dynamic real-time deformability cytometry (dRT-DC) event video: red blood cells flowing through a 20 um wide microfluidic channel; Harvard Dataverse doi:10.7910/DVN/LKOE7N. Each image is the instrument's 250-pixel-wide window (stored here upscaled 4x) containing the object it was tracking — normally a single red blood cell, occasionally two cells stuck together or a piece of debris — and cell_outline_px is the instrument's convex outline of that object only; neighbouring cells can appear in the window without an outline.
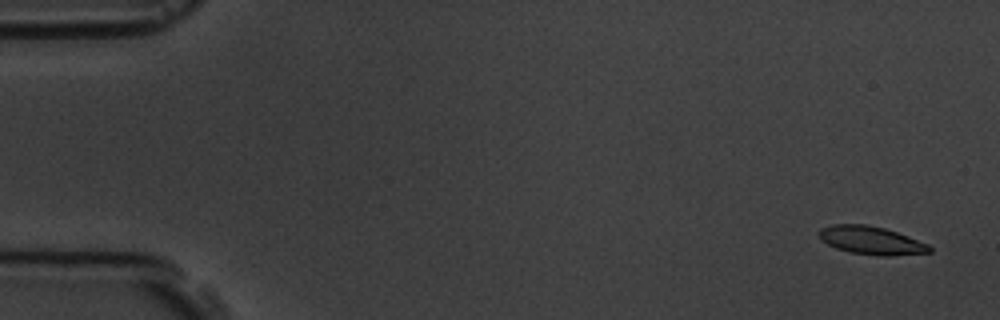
{"species": "common noctule bat (a hibernating species)", "species_latin": "Nyctalus noctula", "temperature_condition": "room temperature", "stored_images_in_passage": 15, "camera_frame_rate_fps": 3000, "um_per_image_px": 0.085, "animal": {"sex": "male", "body_mass_g": 19.5, "forearm_length_mm": 54.6}, "frame": {"image": 1, "passage_image": 1, "time_ms": 0.0, "image_size_px": [1000, 320], "cell_outline_px": [[932, 252], [888, 256], [880, 256], [852, 252], [836, 248], [820, 240], [816, 232], [820, 228], [832, 224], [864, 224], [884, 228], [908, 236], [928, 244], [932, 248]], "centroid_in_image_um": [74.02, 20.42], "position_along_channel_um": 11.0, "area_um2": 18.15}}
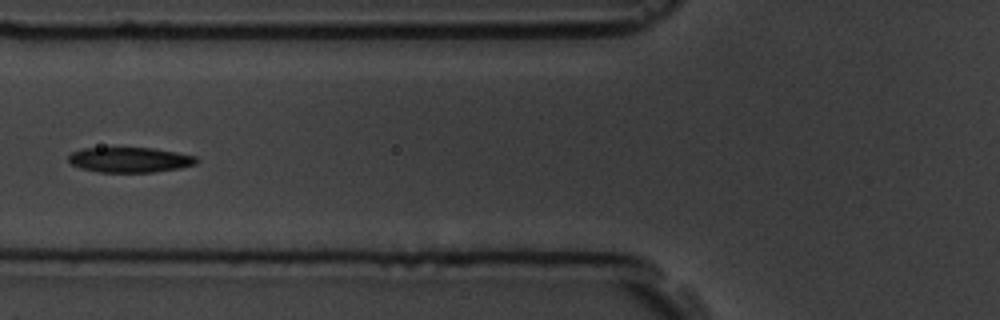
{"frame": {"image": 2, "passage_image": 6, "time_ms": 6.667, "image_size_px": [1000, 320], "cell_outline_px": [[200, 160], [196, 164], [180, 168], [152, 172], [100, 172], [80, 168], [72, 164], [68, 160], [68, 156], [72, 152], [80, 148], [152, 148], [176, 152], [196, 156]], "centroid_in_image_um": [11.04, 13.58], "position_along_channel_um": 114.8, "area_um2": 18.79}}
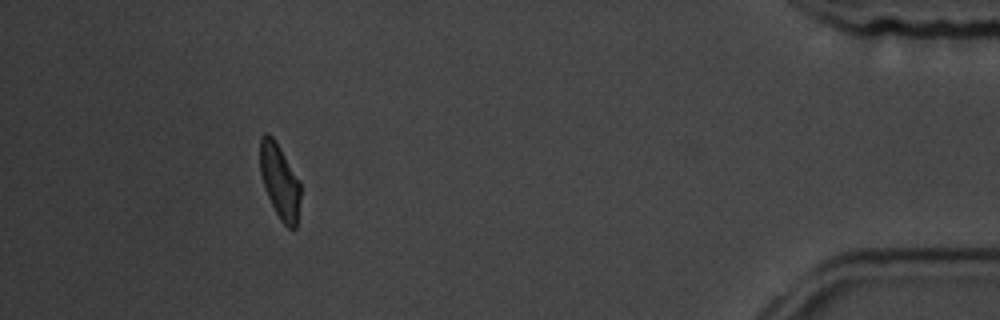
{"frame": {"image": 3, "passage_image": 14, "time_ms": 16.667, "image_size_px": [1000, 320], "cell_outline_px": [[300, 196], [296, 228], [288, 228], [280, 220], [264, 188], [260, 172], [260, 136], [264, 132], [268, 132], [276, 140], [300, 180]], "centroid_in_image_um": [23.77, 15.35], "position_along_channel_um": 411.4, "area_um2": 17.74}, "authors_computed_cell_mechanics": {"area_um2": 18.785, "velocity_mm_per_s": 3.5714, "shape_relaxation_time_tau1_ms": 2.5105, "shape_relaxation_time_tau2_ms": 2.0072, "deformation_change_tau1": 0.1101, "deformation_change_tau2": 0.0779}}